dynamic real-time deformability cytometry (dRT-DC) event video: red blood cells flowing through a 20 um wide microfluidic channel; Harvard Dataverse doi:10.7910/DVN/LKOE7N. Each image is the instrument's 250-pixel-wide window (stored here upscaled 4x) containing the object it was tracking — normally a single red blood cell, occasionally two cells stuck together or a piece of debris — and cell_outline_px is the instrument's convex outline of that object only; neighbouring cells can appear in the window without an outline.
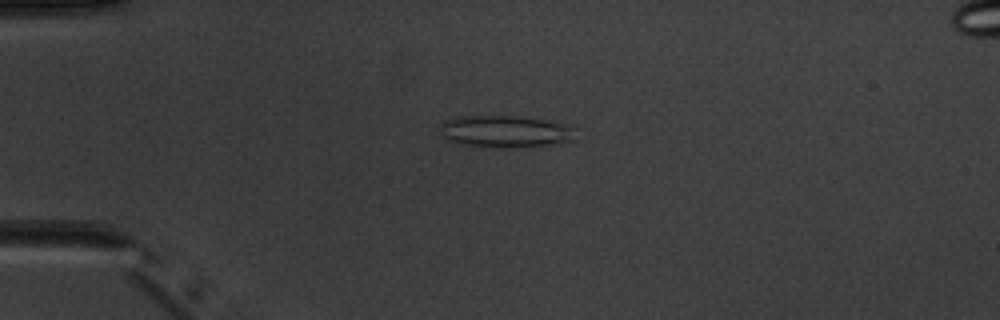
{"species": "common noctule bat (a hibernating species)", "species_latin": "Nyctalus noctula", "temperature_condition": "warm", "stored_images_in_passage": 4, "camera_frame_rate_fps": 3000, "um_per_image_px": 0.085, "animal": {"sex": "male", "body_mass_g": 20.1, "forearm_length_mm": 53.5}, "frame": {"image": 1, "passage_image": 3, "time_ms": 2.333, "image_size_px": [1000, 320], "cell_outline_px": [[576, 140], [552, 144], [520, 148], [492, 148], [456, 144], [440, 136], [440, 128], [444, 120], [460, 116], [520, 116], [552, 120], [564, 124], [572, 128]], "centroid_in_image_um": [42.92, 11.19], "position_along_channel_um": 42.1, "area_um2": 25.95}}